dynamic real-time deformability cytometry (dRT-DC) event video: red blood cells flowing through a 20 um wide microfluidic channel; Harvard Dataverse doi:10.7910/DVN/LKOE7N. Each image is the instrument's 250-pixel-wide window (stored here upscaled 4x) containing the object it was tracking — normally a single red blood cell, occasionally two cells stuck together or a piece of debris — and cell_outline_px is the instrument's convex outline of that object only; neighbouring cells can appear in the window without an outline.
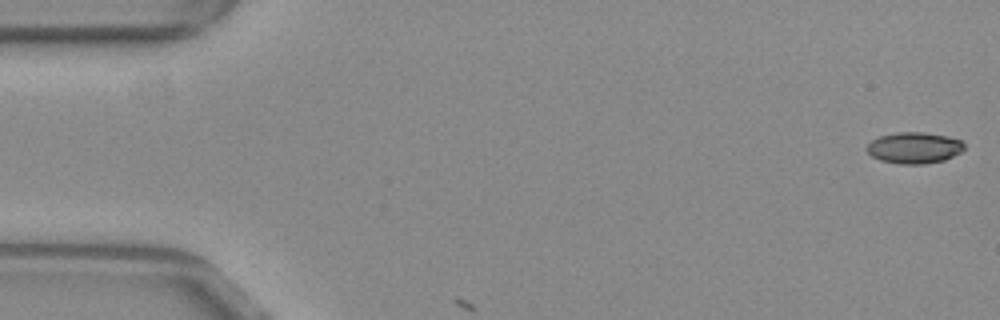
{"species": "common noctule bat (a hibernating species)", "species_latin": "Nyctalus noctula", "temperature_condition": "warm", "stored_images_in_passage": 5, "camera_frame_rate_fps": 3000, "um_per_image_px": 0.085, "animal": {"sex": "female", "body_mass_g": 29.2, "forearm_length_mm": 56.3}, "frame": {"image": 1, "passage_image": 1, "time_ms": 0.0, "image_size_px": [1000, 320], "cell_outline_px": [[964, 148], [960, 152], [944, 160], [924, 164], [900, 164], [880, 160], [872, 156], [864, 148], [872, 140], [880, 136], [896, 132], [924, 132], [948, 136], [960, 140], [964, 144]], "centroid_in_image_um": [77.69, 12.56], "position_along_channel_um": 7.3, "area_um2": 17.74}}